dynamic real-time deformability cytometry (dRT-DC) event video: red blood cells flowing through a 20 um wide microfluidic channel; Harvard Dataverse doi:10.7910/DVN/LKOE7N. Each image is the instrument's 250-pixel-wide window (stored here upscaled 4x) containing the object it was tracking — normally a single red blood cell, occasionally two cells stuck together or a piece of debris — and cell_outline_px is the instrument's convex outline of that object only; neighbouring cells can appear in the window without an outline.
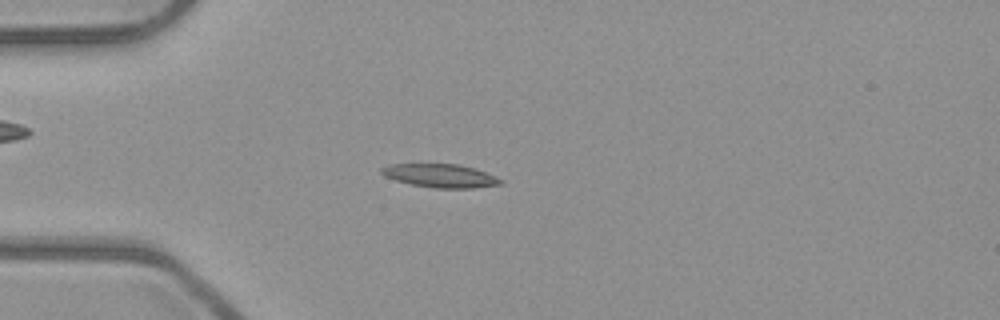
{"species": "common noctule bat (a hibernating species)", "species_latin": "Nyctalus noctula", "temperature_condition": "room temperature", "stored_images_in_passage": 41, "camera_frame_rate_fps": 3000, "um_per_image_px": 0.085, "animal": {"sex": "male", "body_mass_g": 23.1, "forearm_length_mm": 52.7}, "frame": {"image": 1, "passage_image": 14, "time_ms": 4.333, "image_size_px": [1000, 320], "cell_outline_px": [[504, 184], [476, 188], [432, 188], [412, 184], [396, 180], [384, 176], [380, 172], [380, 168], [388, 164], [460, 164], [476, 168], [496, 176], [504, 180]], "centroid_in_image_um": [37.48, 14.93], "position_along_channel_um": 47.5, "area_um2": 16.53}}
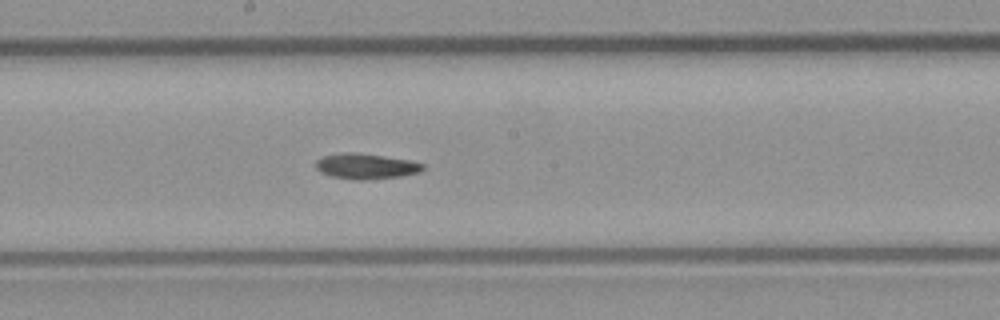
{"frame": {"image": 2, "passage_image": 28, "time_ms": 9.0, "image_size_px": [1000, 320], "cell_outline_px": [[424, 168], [420, 172], [400, 176], [368, 180], [352, 180], [332, 176], [320, 172], [316, 168], [316, 160], [324, 156], [340, 152], [352, 152], [384, 156], [408, 160], [424, 164]], "centroid_in_image_um": [31.08, 14.13], "position_along_channel_um": 217.1, "area_um2": 15.9}}
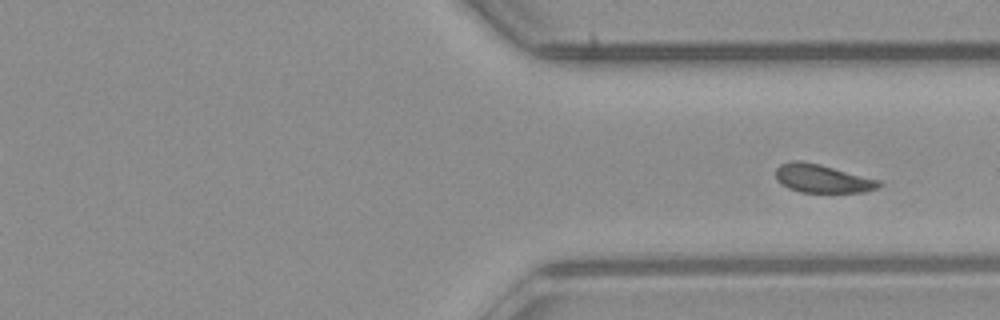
{"frame": {"image": 3, "passage_image": 41, "time_ms": 13.333, "image_size_px": [1000, 320], "cell_outline_px": [[880, 184], [876, 188], [864, 192], [800, 192], [788, 188], [780, 184], [776, 180], [776, 168], [780, 164], [792, 160], [800, 160], [820, 164], [880, 180]], "centroid_in_image_um": [69.84, 15.17], "position_along_channel_um": 341.6, "area_um2": 17.05}}